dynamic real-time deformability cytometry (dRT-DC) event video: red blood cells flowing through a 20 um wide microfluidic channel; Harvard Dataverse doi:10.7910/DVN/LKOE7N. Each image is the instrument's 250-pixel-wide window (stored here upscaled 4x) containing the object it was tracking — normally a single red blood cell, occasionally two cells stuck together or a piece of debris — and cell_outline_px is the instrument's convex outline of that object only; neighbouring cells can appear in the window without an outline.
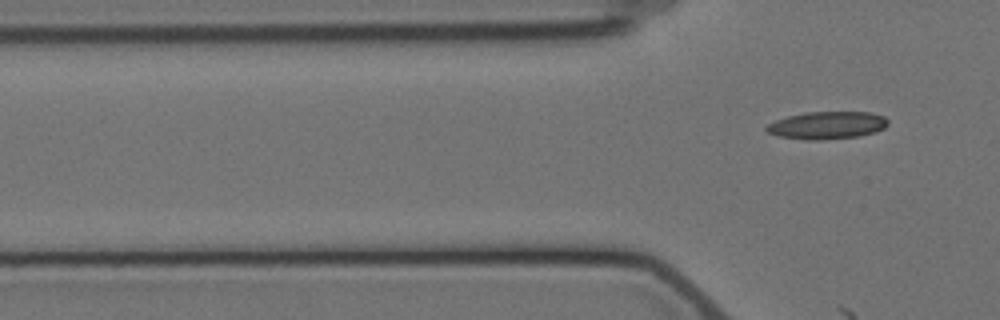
{"species": "Egyptian fruit bat (a non-hibernating species)", "species_latin": "Rousettus aegyptiacus", "temperature_condition": "cold", "stored_images_in_passage": 3, "camera_frame_rate_fps": 3000, "um_per_image_px": 0.085, "animal": {"sex": "female"}, "frame": {"image": 1, "passage_image": 3, "time_ms": 3.667, "image_size_px": [1000, 320], "cell_outline_px": [[888, 124], [884, 128], [876, 132], [860, 136], [820, 140], [804, 140], [780, 136], [768, 132], [764, 128], [768, 124], [776, 120], [788, 116], [804, 112], [868, 112], [884, 116], [888, 120]], "centroid_in_image_um": [70.32, 10.65], "position_along_channel_um": 55.5, "area_um2": 19.54}}